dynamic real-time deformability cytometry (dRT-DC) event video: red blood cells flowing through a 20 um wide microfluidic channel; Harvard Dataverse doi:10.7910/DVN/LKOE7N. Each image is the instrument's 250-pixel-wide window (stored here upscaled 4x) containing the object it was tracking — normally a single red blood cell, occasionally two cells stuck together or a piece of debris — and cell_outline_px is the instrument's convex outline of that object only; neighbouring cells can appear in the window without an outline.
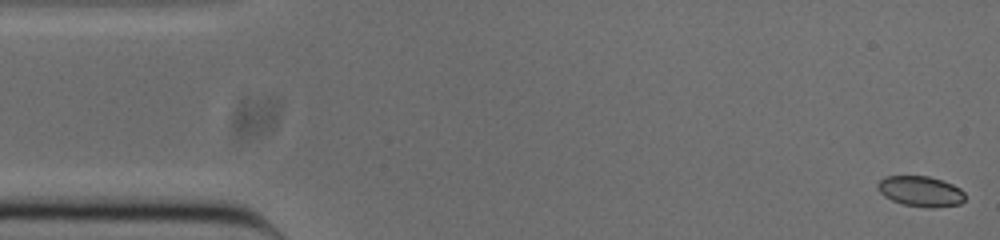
{"species": "common noctule bat (a hibernating species)", "species_latin": "Nyctalus noctula", "temperature_condition": "cold", "stored_images_in_passage": 52, "camera_frame_rate_fps": 3000, "um_per_image_px": 0.085, "animal": {"sex": "male", "body_mass_g": 20.0, "forearm_length_mm": 53.3}, "frame": {"image": 1, "passage_image": 1, "time_ms": 0.0, "image_size_px": [1000, 240], "cell_outline_px": [[964, 200], [960, 204], [932, 208], [928, 208], [904, 204], [892, 200], [884, 196], [876, 188], [876, 184], [884, 176], [928, 176], [952, 184], [960, 188], [964, 192]], "centroid_in_image_um": [78.23, 16.26], "position_along_channel_um": 6.8, "area_um2": 15.49}}
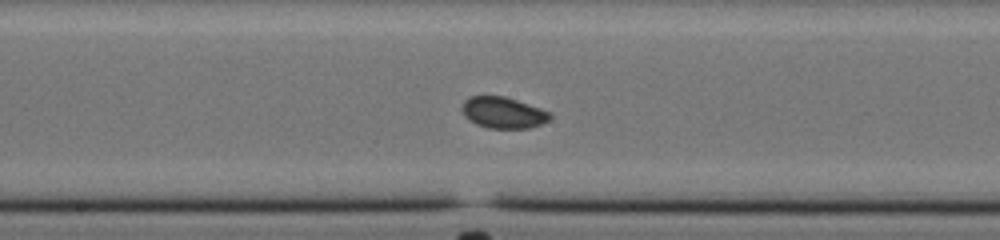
{"frame": {"image": 2, "passage_image": 26, "time_ms": 8.333, "image_size_px": [1000, 240], "cell_outline_px": [[552, 116], [548, 120], [540, 124], [528, 128], [488, 128], [476, 124], [468, 120], [464, 116], [460, 108], [460, 104], [468, 96], [504, 96], [552, 112]], "centroid_in_image_um": [42.72, 9.57], "position_along_channel_um": 205.5, "area_um2": 16.18}}
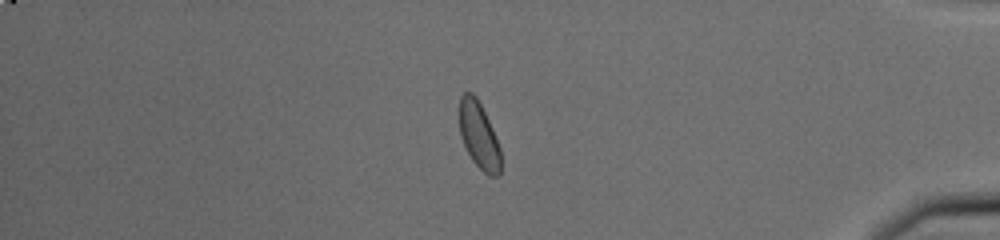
{"frame": {"image": 3, "passage_image": 44, "time_ms": 14.333, "image_size_px": [1000, 240], "cell_outline_px": [[500, 176], [488, 176], [472, 160], [460, 136], [460, 96], [464, 92], [472, 92], [476, 96], [492, 128], [500, 148]], "centroid_in_image_um": [40.71, 11.52], "position_along_channel_um": 394.5, "area_um2": 15.84}, "authors_computed_cell_mechanics": {"area_um2": 16.0684, "velocity_mm_per_s": 3.8313, "shape_relaxation_time_tau1_ms": null, "shape_relaxation_time_tau2_ms": 1.5514, "deformation_change_tau1": null, "deformation_change_tau2": 0.0345}}